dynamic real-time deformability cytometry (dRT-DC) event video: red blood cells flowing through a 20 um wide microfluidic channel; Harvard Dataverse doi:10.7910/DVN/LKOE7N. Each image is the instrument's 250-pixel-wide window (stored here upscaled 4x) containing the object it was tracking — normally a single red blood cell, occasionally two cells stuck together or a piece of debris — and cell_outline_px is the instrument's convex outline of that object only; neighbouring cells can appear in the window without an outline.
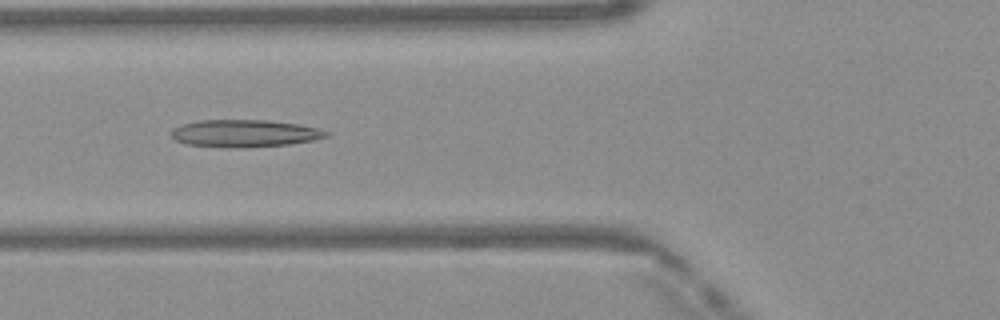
{"species": "Egyptian fruit bat (a non-hibernating species)", "species_latin": "Rousettus aegyptiacus", "temperature_condition": "warm", "stored_images_in_passage": 47, "camera_frame_rate_fps": 3000, "um_per_image_px": 0.085, "frame": {"image": 1, "passage_image": 18, "time_ms": 5.667, "image_size_px": [1000, 320], "cell_outline_px": [[328, 136], [312, 140], [288, 144], [248, 148], [236, 148], [188, 144], [176, 140], [172, 136], [172, 128], [180, 124], [200, 120], [268, 120], [296, 124], [316, 128], [328, 132]], "centroid_in_image_um": [20.76, 11.33], "position_along_channel_um": 105.0, "area_um2": 24.51}}
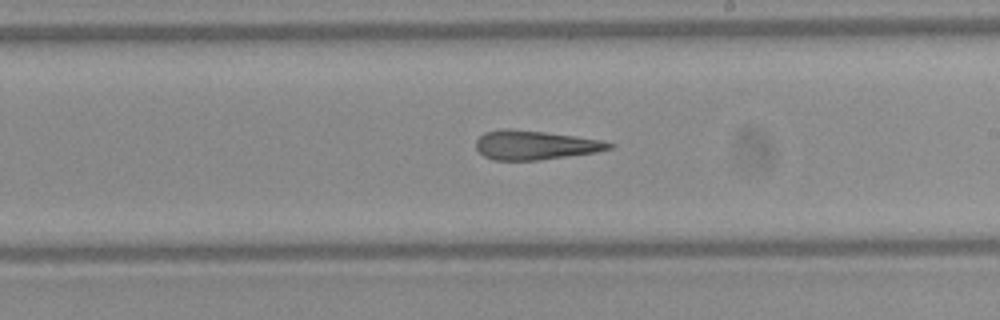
{"frame": {"image": 2, "passage_image": 28, "time_ms": 9.0, "image_size_px": [1000, 320], "cell_outline_px": [[616, 144], [612, 148], [596, 152], [540, 160], [492, 160], [484, 156], [476, 148], [476, 140], [484, 132], [508, 128], [544, 132], [600, 140]], "centroid_in_image_um": [45.46, 12.34], "position_along_channel_um": 243.5, "area_um2": 22.43}}
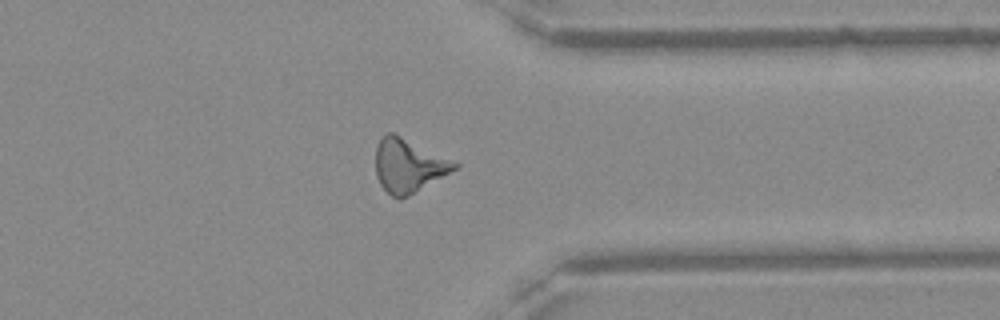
{"frame": {"image": 3, "passage_image": 38, "time_ms": 12.333, "image_size_px": [1000, 320], "cell_outline_px": [[460, 164], [456, 168], [408, 196], [400, 200], [392, 196], [380, 184], [376, 176], [376, 144], [388, 132], [392, 132]], "centroid_in_image_um": [34.67, 14.08], "position_along_channel_um": 376.7, "area_um2": 23.99}}